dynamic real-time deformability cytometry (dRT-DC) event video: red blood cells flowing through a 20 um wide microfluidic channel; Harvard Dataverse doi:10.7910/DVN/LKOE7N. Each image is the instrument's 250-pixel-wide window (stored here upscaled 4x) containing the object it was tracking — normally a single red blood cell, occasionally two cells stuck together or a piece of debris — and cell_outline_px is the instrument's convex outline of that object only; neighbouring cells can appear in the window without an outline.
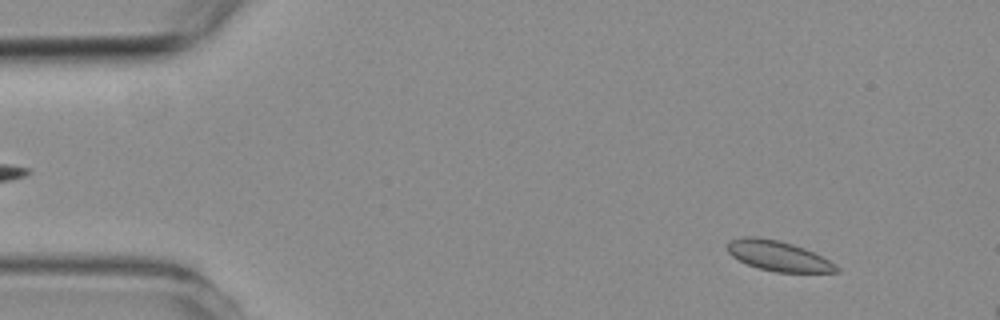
{"species": "common noctule bat (a hibernating species)", "species_latin": "Nyctalus noctula", "temperature_condition": "room temperature", "stored_images_in_passage": 3, "camera_frame_rate_fps": 3000, "um_per_image_px": 0.085, "animal": {"sex": "female", "body_mass_g": 19.3, "forearm_length_mm": 54.1}, "frame": {"image": 1, "passage_image": 1, "time_ms": 0.0, "image_size_px": [1000, 320], "cell_outline_px": [[840, 272], [776, 272], [760, 268], [748, 264], [732, 256], [728, 252], [728, 240], [744, 236], [756, 236], [776, 240], [792, 244], [804, 248], [836, 264], [840, 268]], "centroid_in_image_um": [66.15, 21.75], "position_along_channel_um": 18.9, "area_um2": 18.9}}